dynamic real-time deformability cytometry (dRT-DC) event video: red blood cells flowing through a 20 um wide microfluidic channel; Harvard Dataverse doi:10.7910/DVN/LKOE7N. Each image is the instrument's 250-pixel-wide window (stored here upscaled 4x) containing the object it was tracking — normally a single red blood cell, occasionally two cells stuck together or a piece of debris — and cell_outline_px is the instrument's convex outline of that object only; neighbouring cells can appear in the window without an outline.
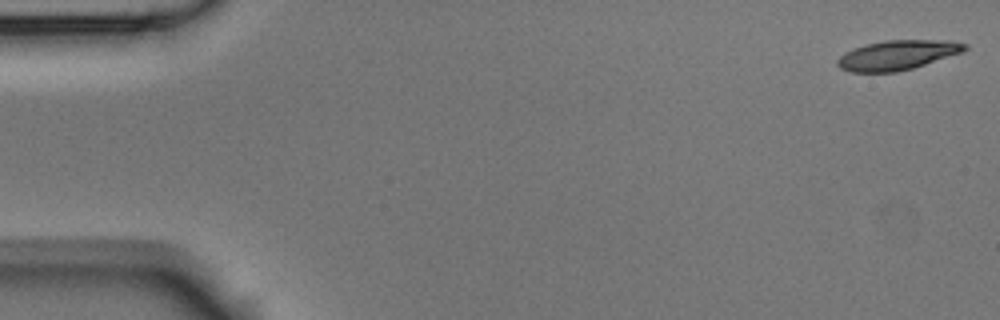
{"species": "Egyptian fruit bat (a non-hibernating species)", "species_latin": "Rousettus aegyptiacus", "temperature_condition": "room temperature", "stored_images_in_passage": 56, "camera_frame_rate_fps": 3000, "um_per_image_px": 0.085, "animal": {"sex": "male"}, "frame": {"image": 1, "passage_image": 1, "time_ms": 0.0, "image_size_px": [1000, 320], "cell_outline_px": [[968, 48], [964, 52], [912, 68], [896, 72], [852, 72], [840, 68], [836, 64], [836, 60], [844, 52], [868, 44], [884, 40], [952, 40], [968, 44]], "centroid_in_image_um": [76.31, 4.67], "position_along_channel_um": 8.7, "area_um2": 22.02}}
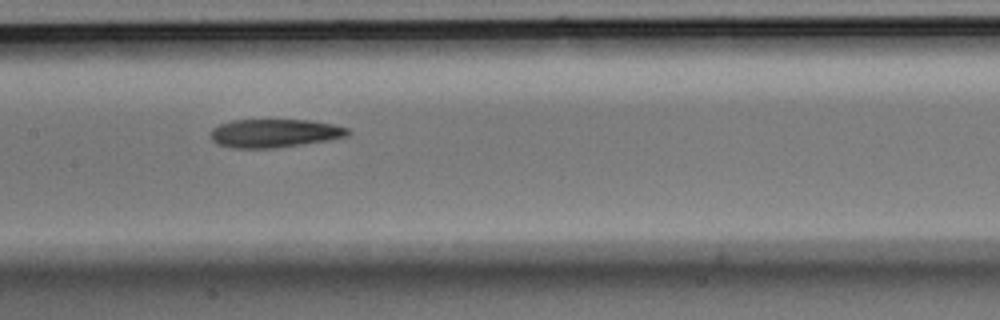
{"frame": {"image": 2, "passage_image": 27, "time_ms": 8.667, "image_size_px": [1000, 320], "cell_outline_px": [[352, 132], [348, 136], [328, 140], [272, 148], [232, 148], [216, 144], [212, 140], [212, 128], [220, 124], [232, 120], [308, 120], [332, 124], [348, 128]], "centroid_in_image_um": [23.33, 11.32], "position_along_channel_um": 184.1, "area_um2": 22.6}}
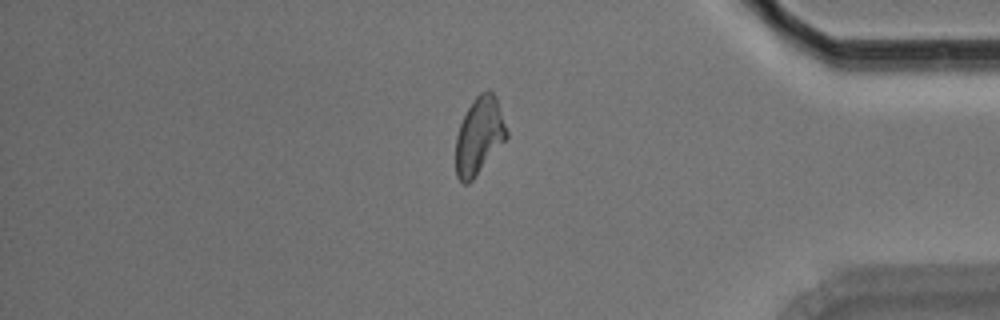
{"frame": {"image": 3, "passage_image": 47, "time_ms": 15.333, "image_size_px": [1000, 320], "cell_outline_px": [[508, 136], [472, 180], [468, 184], [464, 184], [456, 176], [456, 136], [460, 124], [472, 100], [480, 92], [492, 92], [496, 96], [508, 132]], "centroid_in_image_um": [40.72, 11.54], "position_along_channel_um": 394.5, "area_um2": 22.48}, "authors_computed_cell_mechanics": {"area_um2": 22.5709, "velocity_mm_per_s": 3.5716, "shape_relaxation_time_tau1_ms": 8.3233, "shape_relaxation_time_tau2_ms": 2.6085, "deformation_change_tau1": 0.1936, "deformation_change_tau2": 0.1141}}